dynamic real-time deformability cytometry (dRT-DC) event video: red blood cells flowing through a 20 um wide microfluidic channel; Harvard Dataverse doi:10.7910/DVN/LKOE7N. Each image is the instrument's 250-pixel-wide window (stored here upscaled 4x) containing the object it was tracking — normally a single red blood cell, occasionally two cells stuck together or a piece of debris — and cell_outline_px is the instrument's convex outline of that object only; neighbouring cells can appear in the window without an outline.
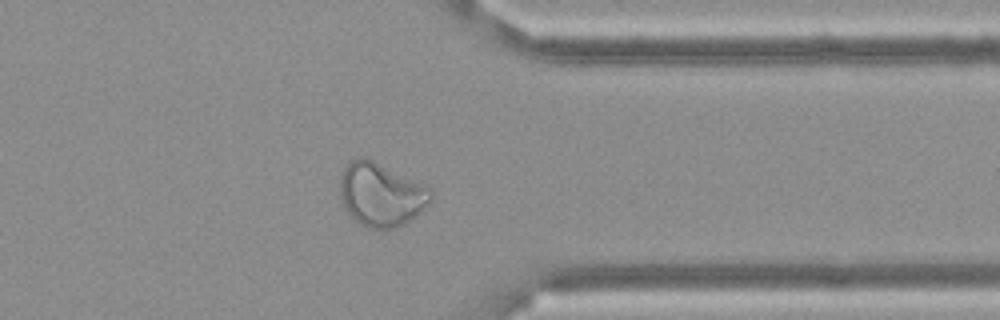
{"species": "Egyptian fruit bat (a non-hibernating species)", "species_latin": "Rousettus aegyptiacus", "temperature_condition": "cold", "stored_images_in_passage": 58, "camera_frame_rate_fps": 3000, "um_per_image_px": 0.085, "frame": {"image": 1, "passage_image": 45, "time_ms": 14.667, "image_size_px": [1000, 320], "cell_outline_px": [[432, 196], [424, 208], [420, 212], [404, 224], [396, 228], [368, 228], [360, 224], [344, 208], [340, 196], [340, 180], [344, 168], [356, 156], [364, 156], [428, 188], [432, 192]], "centroid_in_image_um": [32.33, 16.55], "position_along_channel_um": 379.1, "area_um2": 32.89}}
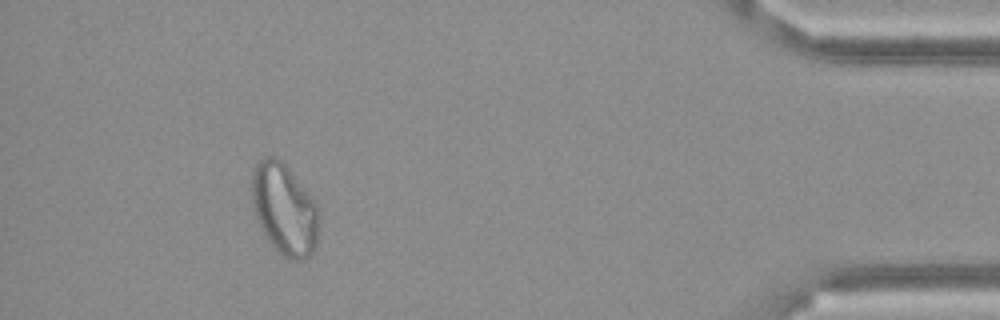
{"frame": {"image": 2, "passage_image": 52, "time_ms": 17.0, "image_size_px": [1000, 320], "cell_outline_px": [[316, 248], [304, 260], [292, 260], [284, 256], [268, 240], [256, 216], [252, 200], [252, 172], [256, 164], [260, 160], [268, 156], [272, 156], [280, 160], [284, 164], [316, 204]], "centroid_in_image_um": [24.13, 17.79], "position_along_channel_um": 411.1, "area_um2": 34.39}}